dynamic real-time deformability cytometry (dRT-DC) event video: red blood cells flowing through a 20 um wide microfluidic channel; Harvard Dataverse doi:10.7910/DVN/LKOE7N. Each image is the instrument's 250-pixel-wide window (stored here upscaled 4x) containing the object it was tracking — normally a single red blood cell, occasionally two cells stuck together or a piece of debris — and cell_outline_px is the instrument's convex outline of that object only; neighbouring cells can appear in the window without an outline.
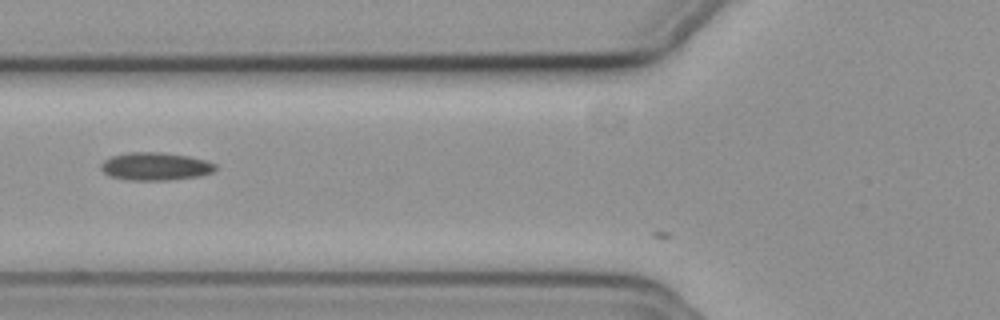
{"species": "common noctule bat (a hibernating species)", "species_latin": "Nyctalus noctula", "temperature_condition": "cold", "stored_images_in_passage": 11, "camera_frame_rate_fps": 3000, "um_per_image_px": 0.085, "animal": {"sex": "female", "body_mass_g": 19.3, "forearm_length_mm": 54.1}, "frame": {"image": 1, "passage_image": 9, "time_ms": 2.667, "image_size_px": [1000, 320], "cell_outline_px": [[216, 168], [212, 172], [200, 176], [172, 180], [124, 180], [108, 176], [100, 168], [100, 164], [104, 160], [112, 156], [128, 152], [160, 152], [188, 156], [204, 160], [216, 164]], "centroid_in_image_um": [13.17, 14.15], "position_along_channel_um": 112.6, "area_um2": 18.73}}